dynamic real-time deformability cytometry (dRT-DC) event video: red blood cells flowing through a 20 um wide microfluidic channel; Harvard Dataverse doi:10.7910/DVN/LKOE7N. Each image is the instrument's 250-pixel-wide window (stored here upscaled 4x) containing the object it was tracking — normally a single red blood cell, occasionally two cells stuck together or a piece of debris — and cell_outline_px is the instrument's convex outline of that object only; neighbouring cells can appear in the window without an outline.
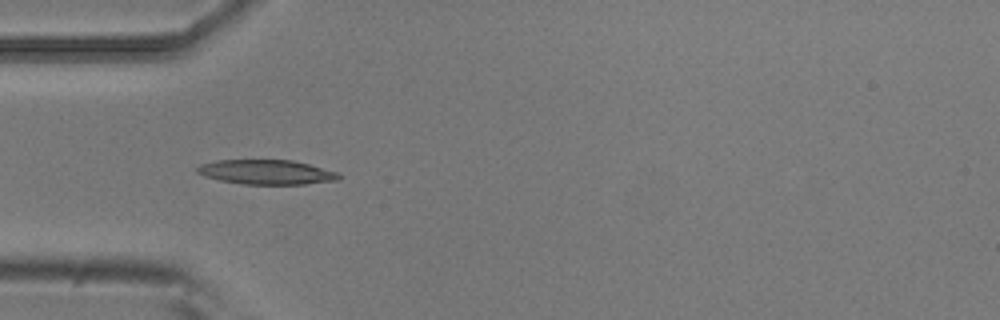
{"species": "common noctule bat (a hibernating species)", "species_latin": "Nyctalus noctula", "temperature_condition": "room temperature", "stored_images_in_passage": 4, "camera_frame_rate_fps": 3000, "um_per_image_px": 0.085, "animal": {"sex": "male", "body_mass_g": 20.5, "forearm_length_mm": 52.5}, "frame": {"image": 1, "passage_image": 4, "time_ms": 1.0, "image_size_px": [1000, 320], "cell_outline_px": [[344, 176], [340, 180], [304, 184], [244, 184], [220, 180], [204, 176], [196, 172], [196, 168], [200, 164], [216, 160], [292, 160], [308, 164], [336, 172]], "centroid_in_image_um": [22.65, 14.63], "position_along_channel_um": 62.3, "area_um2": 20.29}}